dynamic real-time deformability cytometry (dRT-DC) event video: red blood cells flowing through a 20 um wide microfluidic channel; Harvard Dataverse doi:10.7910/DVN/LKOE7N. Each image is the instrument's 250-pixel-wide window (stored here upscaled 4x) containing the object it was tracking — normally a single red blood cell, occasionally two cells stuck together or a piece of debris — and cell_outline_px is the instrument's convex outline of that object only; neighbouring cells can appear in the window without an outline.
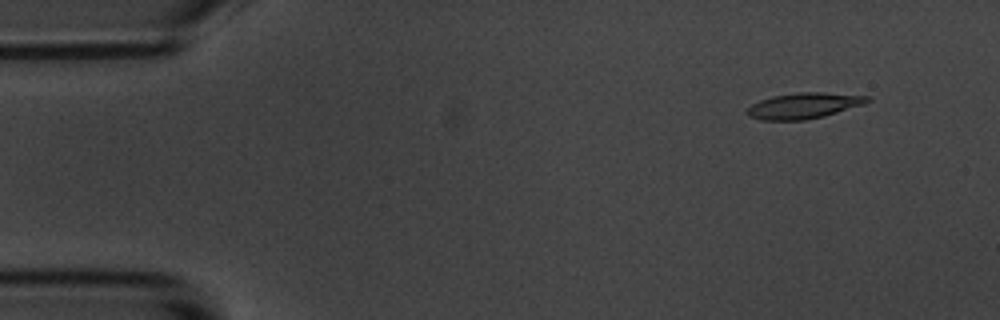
{"species": "common noctule bat (a hibernating species)", "species_latin": "Nyctalus noctula", "temperature_condition": "room temperature", "stored_images_in_passage": 15, "camera_frame_rate_fps": 3000, "um_per_image_px": 0.085, "animal": {"sex": "male", "body_mass_g": 20.1, "forearm_length_mm": 53.5}, "frame": {"image": 1, "passage_image": 2, "time_ms": 1.0, "image_size_px": [1000, 320], "cell_outline_px": [[872, 100], [864, 104], [824, 116], [804, 120], [760, 120], [748, 116], [748, 108], [752, 104], [760, 100], [772, 96], [796, 92], [820, 92], [868, 96]], "centroid_in_image_um": [68.32, 8.98], "position_along_channel_um": 16.7, "area_um2": 17.98}}
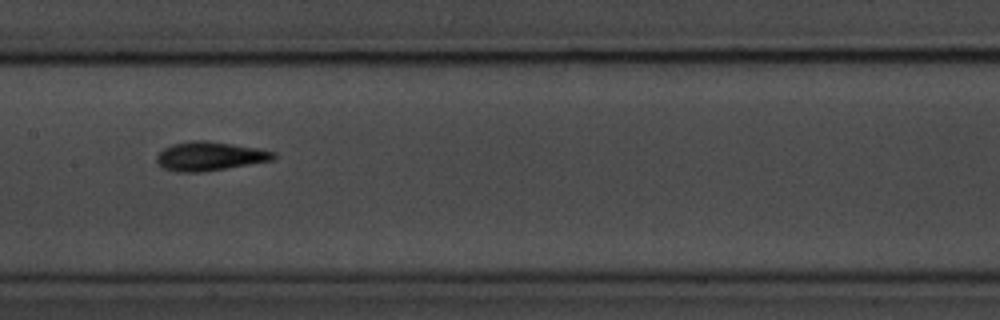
{"frame": {"image": 2, "passage_image": 8, "time_ms": 8.667, "image_size_px": [1000, 320], "cell_outline_px": [[276, 156], [272, 160], [204, 172], [176, 172], [164, 168], [156, 160], [156, 156], [164, 148], [172, 144], [192, 140], [208, 140], [260, 148], [276, 152]], "centroid_in_image_um": [17.84, 13.27], "position_along_channel_um": 189.6, "area_um2": 19.77}}
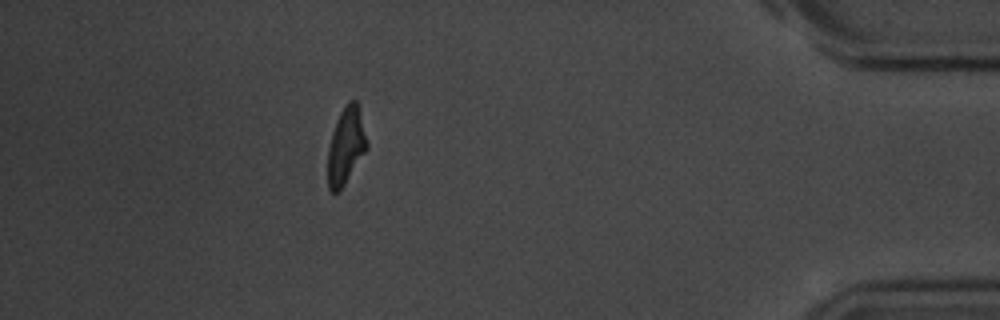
{"frame": {"image": 3, "passage_image": 14, "time_ms": 16.333, "image_size_px": [1000, 320], "cell_outline_px": [[368, 148], [340, 192], [332, 192], [328, 188], [328, 148], [332, 132], [336, 120], [340, 112], [348, 100], [356, 100], [368, 144]], "centroid_in_image_um": [29.39, 12.43], "position_along_channel_um": 405.8, "area_um2": 17.46}, "authors_computed_cell_mechanics": {"area_um2": 18.207, "velocity_mm_per_s": 3.4815, "shape_relaxation_time_tau1_ms": 4.3735, "shape_relaxation_time_tau2_ms": 2.6746, "deformation_change_tau1": 0.1644, "deformation_change_tau2": 0.1035}}